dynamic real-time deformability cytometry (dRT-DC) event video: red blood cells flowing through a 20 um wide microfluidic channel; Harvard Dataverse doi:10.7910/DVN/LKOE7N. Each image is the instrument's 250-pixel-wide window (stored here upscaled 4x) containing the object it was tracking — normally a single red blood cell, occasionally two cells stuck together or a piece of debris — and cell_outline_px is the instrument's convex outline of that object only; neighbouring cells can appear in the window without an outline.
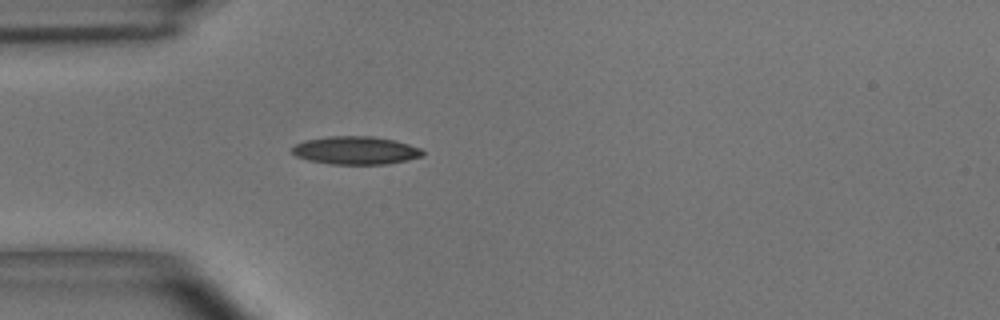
{"species": "common noctule bat (a hibernating species)", "species_latin": "Nyctalus noctula", "temperature_condition": "room temperature", "stored_images_in_passage": 4, "camera_frame_rate_fps": 3000, "um_per_image_px": 0.085, "animal": {"sex": "male", "body_mass_g": 15.6}, "frame": {"image": 1, "passage_image": 4, "time_ms": 1.0, "image_size_px": [1000, 320], "cell_outline_px": [[424, 156], [408, 160], [388, 164], [328, 164], [308, 160], [296, 156], [292, 152], [292, 148], [296, 144], [304, 140], [328, 136], [372, 136], [396, 140], [420, 148], [424, 152]], "centroid_in_image_um": [30.25, 12.78], "position_along_channel_um": 54.8, "area_um2": 21.5}}